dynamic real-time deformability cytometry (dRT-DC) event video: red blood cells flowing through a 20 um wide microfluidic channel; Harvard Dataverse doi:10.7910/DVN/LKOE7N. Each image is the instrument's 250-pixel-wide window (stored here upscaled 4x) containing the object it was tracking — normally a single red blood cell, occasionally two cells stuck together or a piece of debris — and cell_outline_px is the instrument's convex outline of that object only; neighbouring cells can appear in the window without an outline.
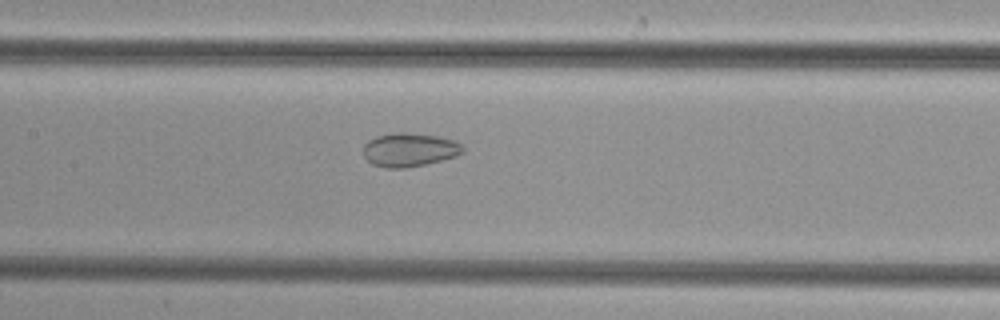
{"species": "common noctule bat (a hibernating species)", "species_latin": "Nyctalus noctula", "temperature_condition": "cold", "stored_images_in_passage": 42, "camera_frame_rate_fps": 3000, "um_per_image_px": 0.085, "animal": {"sex": "female", "body_mass_g": 29.2, "forearm_length_mm": 56.3}, "frame": {"image": 1, "passage_image": 16, "time_ms": 5.0, "image_size_px": [1000, 320], "cell_outline_px": [[464, 152], [456, 156], [424, 164], [404, 168], [384, 168], [372, 164], [364, 156], [364, 144], [368, 140], [376, 136], [396, 132], [404, 132], [436, 136], [452, 140], [460, 144], [464, 148]], "centroid_in_image_um": [34.77, 12.73], "position_along_channel_um": 172.6, "area_um2": 19.36}}
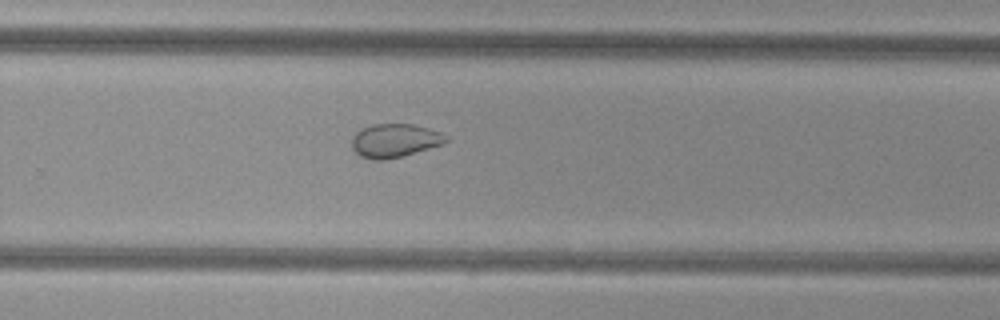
{"frame": {"image": 2, "passage_image": 25, "time_ms": 8.0, "image_size_px": [1000, 320], "cell_outline_px": [[448, 140], [444, 144], [400, 156], [384, 160], [372, 160], [360, 156], [352, 148], [352, 136], [356, 132], [372, 124], [412, 124], [428, 128], [440, 132], [448, 136]], "centroid_in_image_um": [33.55, 11.94], "position_along_channel_um": 296.3, "area_um2": 18.32}}
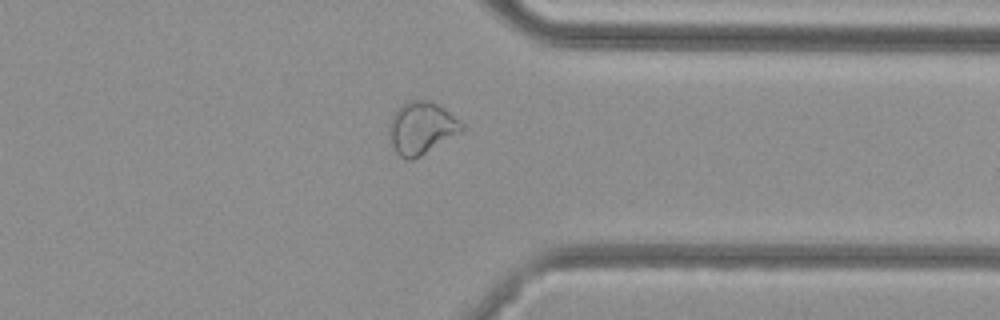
{"frame": {"image": 3, "passage_image": 31, "time_ms": 10.0, "image_size_px": [1000, 320], "cell_outline_px": [[464, 128], [460, 132], [420, 156], [412, 160], [408, 160], [400, 156], [396, 152], [388, 136], [388, 124], [396, 108], [400, 104], [408, 100], [428, 100], [444, 108], [460, 120], [464, 124]], "centroid_in_image_um": [35.78, 10.86], "position_along_channel_um": 375.6, "area_um2": 22.2}}